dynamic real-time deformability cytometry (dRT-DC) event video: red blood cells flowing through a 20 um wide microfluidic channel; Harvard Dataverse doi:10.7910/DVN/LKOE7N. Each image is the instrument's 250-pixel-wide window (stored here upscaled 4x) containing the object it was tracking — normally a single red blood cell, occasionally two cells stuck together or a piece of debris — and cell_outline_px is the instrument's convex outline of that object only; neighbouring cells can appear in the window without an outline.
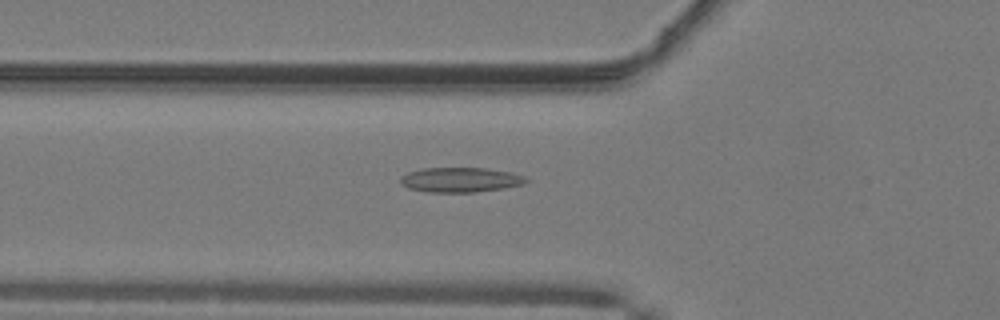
{"species": "common noctule bat (a hibernating species)", "species_latin": "Nyctalus noctula", "temperature_condition": "warm", "stored_images_in_passage": 50, "camera_frame_rate_fps": 3000, "um_per_image_px": 0.085, "animal": {"sex": "male", "body_mass_g": 19.2, "forearm_length_mm": 51.8}, "frame": {"image": 1, "passage_image": 18, "time_ms": 5.667, "image_size_px": [1000, 320], "cell_outline_px": [[528, 180], [524, 184], [504, 188], [476, 192], [428, 192], [408, 188], [400, 180], [400, 176], [408, 172], [420, 168], [484, 168], [512, 172], [524, 176]], "centroid_in_image_um": [39.14, 15.28], "position_along_channel_um": 86.7, "area_um2": 18.15}}
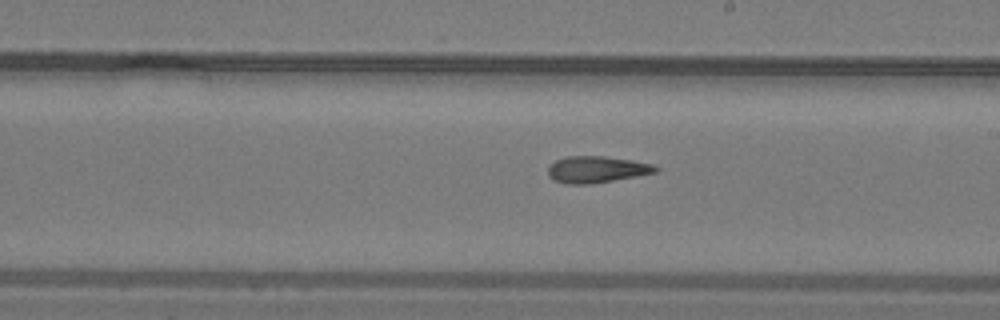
{"frame": {"image": 2, "passage_image": 29, "time_ms": 9.333, "image_size_px": [1000, 320], "cell_outline_px": [[660, 168], [656, 172], [636, 176], [592, 184], [568, 184], [552, 180], [548, 176], [548, 168], [556, 160], [568, 156], [604, 156], [632, 160], [656, 164]], "centroid_in_image_um": [50.73, 14.4], "position_along_channel_um": 238.3, "area_um2": 16.76}}
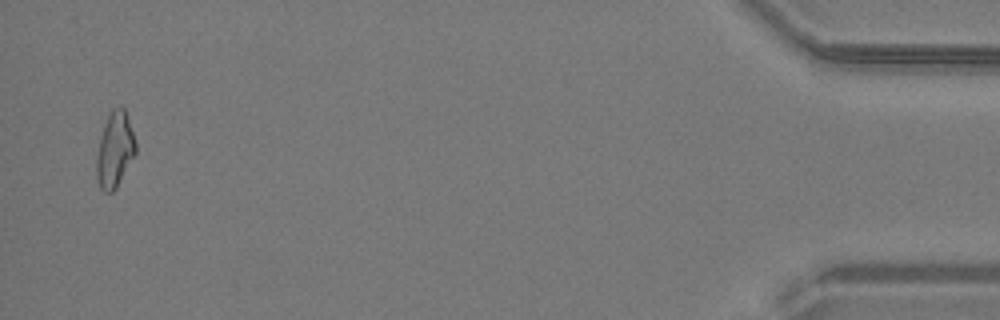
{"frame": {"image": 3, "passage_image": 49, "time_ms": 16.0, "image_size_px": [1000, 320], "cell_outline_px": [[136, 152], [116, 188], [112, 192], [104, 192], [100, 188], [96, 176], [96, 156], [104, 124], [112, 108], [120, 104], [124, 108], [136, 144]], "centroid_in_image_um": [9.74, 12.73], "position_along_channel_um": 425.5, "area_um2": 16.99}, "authors_computed_cell_mechanics": {"area_um2": 16.8487, "velocity_mm_per_s": 4.114, "shape_relaxation_time_tau1_ms": null, "shape_relaxation_time_tau2_ms": 7.3182, "deformation_change_tau1": null, "deformation_change_tau2": 0.1716}}